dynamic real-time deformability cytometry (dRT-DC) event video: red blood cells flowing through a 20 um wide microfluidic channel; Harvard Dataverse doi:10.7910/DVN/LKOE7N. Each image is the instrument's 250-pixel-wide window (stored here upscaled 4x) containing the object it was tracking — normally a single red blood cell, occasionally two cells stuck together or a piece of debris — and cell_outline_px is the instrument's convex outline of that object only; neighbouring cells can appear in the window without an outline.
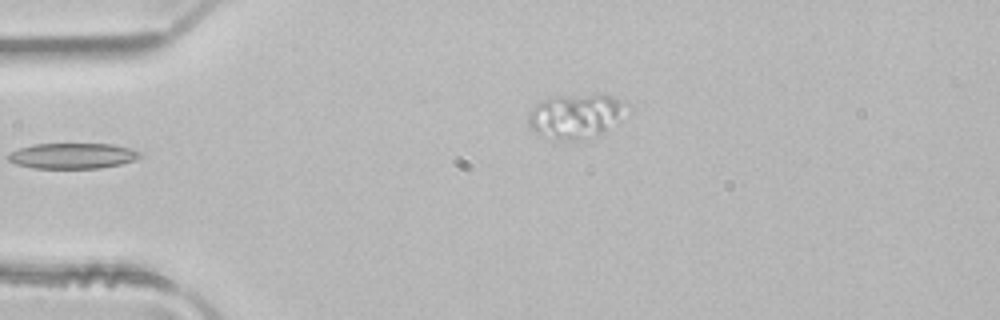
{"species": "common noctule bat (a hibernating species)", "species_latin": "Nyctalus noctula", "temperature_condition": "room temperature", "stored_images_in_passage": 2, "camera_frame_rate_fps": 3000, "um_per_image_px": 0.085, "animal": {"sex": "male", "body_mass_g": 21.5, "forearm_length_mm": 52.0}, "frame": {"image": 1, "passage_image": 2, "time_ms": 0.333, "image_size_px": [1000, 320], "cell_outline_px": [[632, 112], [604, 132], [572, 140], [560, 140], [536, 132], [528, 124], [528, 112], [536, 104], [552, 96], [612, 96], [632, 104]], "centroid_in_image_um": [49.04, 9.85], "position_along_channel_um": 36.0, "area_um2": 25.37}}